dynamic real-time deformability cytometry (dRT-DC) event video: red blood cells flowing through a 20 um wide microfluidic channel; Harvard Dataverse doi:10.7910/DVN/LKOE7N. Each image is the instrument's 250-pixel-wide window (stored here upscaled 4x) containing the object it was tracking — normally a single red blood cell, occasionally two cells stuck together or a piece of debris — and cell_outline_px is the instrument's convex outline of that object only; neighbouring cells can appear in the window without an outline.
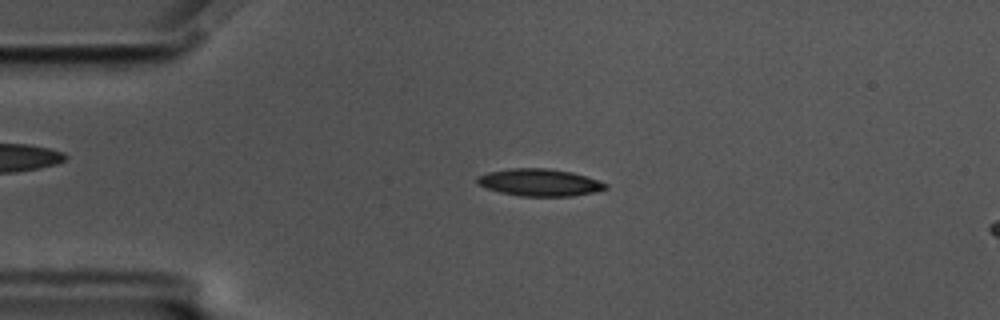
{"species": "common noctule bat (a hibernating species)", "species_latin": "Nyctalus noctula", "temperature_condition": "cold", "stored_images_in_passage": 56, "camera_frame_rate_fps": 3000, "um_per_image_px": 0.085, "animal": {"sex": "male", "body_mass_g": 17.5, "forearm_length_mm": 52.3}, "frame": {"image": 1, "passage_image": 12, "time_ms": 3.667, "image_size_px": [1000, 320], "cell_outline_px": [[608, 188], [596, 192], [572, 196], [520, 196], [500, 192], [476, 184], [476, 180], [480, 176], [488, 172], [512, 168], [544, 168], [572, 172], [608, 184]], "centroid_in_image_um": [45.87, 15.51], "position_along_channel_um": 39.1, "area_um2": 20.17}}
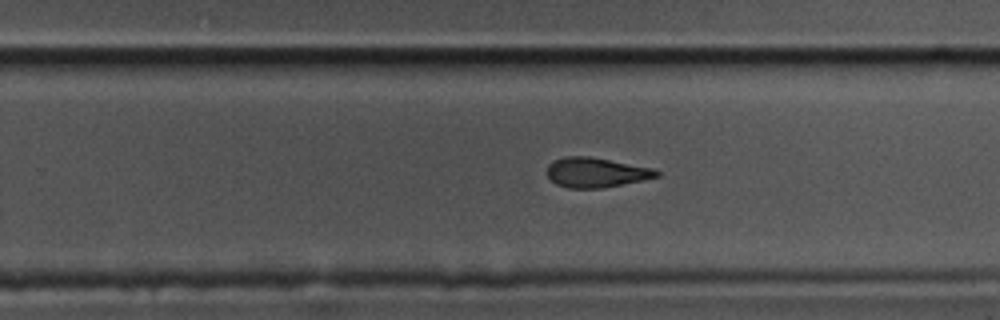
{"frame": {"image": 2, "passage_image": 35, "time_ms": 11.333, "image_size_px": [1000, 320], "cell_outline_px": [[660, 176], [644, 180], [600, 188], [568, 188], [556, 184], [548, 176], [548, 164], [552, 160], [564, 156], [588, 156], [656, 168], [660, 172]], "centroid_in_image_um": [50.69, 14.65], "position_along_channel_um": 279.1, "area_um2": 19.13}}
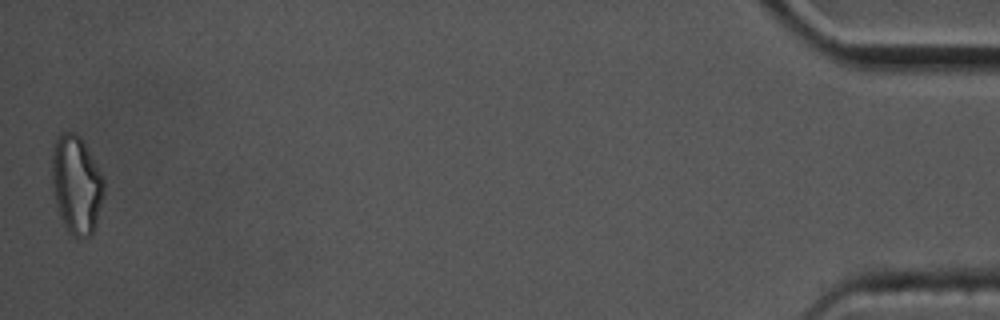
{"frame": {"image": 3, "passage_image": 56, "time_ms": 18.333, "image_size_px": [1000, 320], "cell_outline_px": [[104, 196], [92, 232], [88, 236], [80, 240], [72, 236], [68, 232], [60, 216], [56, 204], [52, 184], [52, 156], [56, 136], [64, 132], [72, 132], [80, 136], [104, 176]], "centroid_in_image_um": [6.5, 15.7], "position_along_channel_um": 428.7, "area_um2": 29.82}, "authors_computed_cell_mechanics": {"area_um2": 19.8543, "velocity_mm_per_s": 3.4906, "shape_relaxation_time_tau1_ms": 6.3796, "shape_relaxation_time_tau2_ms": 2.3913, "deformation_change_tau1": 0.1806, "deformation_change_tau2": 0.1113}}